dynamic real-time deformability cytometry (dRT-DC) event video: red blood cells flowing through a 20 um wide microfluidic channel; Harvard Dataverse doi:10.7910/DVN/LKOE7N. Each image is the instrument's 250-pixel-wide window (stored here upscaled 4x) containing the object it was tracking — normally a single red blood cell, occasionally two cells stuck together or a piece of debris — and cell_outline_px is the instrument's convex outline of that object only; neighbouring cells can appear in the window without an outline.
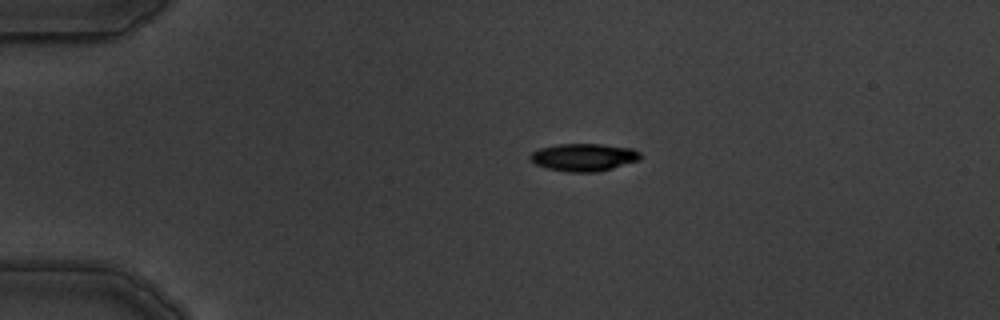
{"species": "common noctule bat (a hibernating species)", "species_latin": "Nyctalus noctula", "temperature_condition": "warm", "stored_images_in_passage": 3, "camera_frame_rate_fps": 3000, "um_per_image_px": 0.085, "animal": {"sex": "male", "body_mass_g": 19.5, "forearm_length_mm": 54.6}, "frame": {"image": 1, "passage_image": 1, "time_ms": 0.0, "image_size_px": [1000, 320], "cell_outline_px": [[640, 160], [612, 168], [596, 172], [568, 172], [548, 168], [536, 164], [528, 156], [532, 152], [540, 148], [556, 144], [600, 144], [632, 148], [640, 152]], "centroid_in_image_um": [49.62, 13.36], "position_along_channel_um": 35.4, "area_um2": 17.63}}
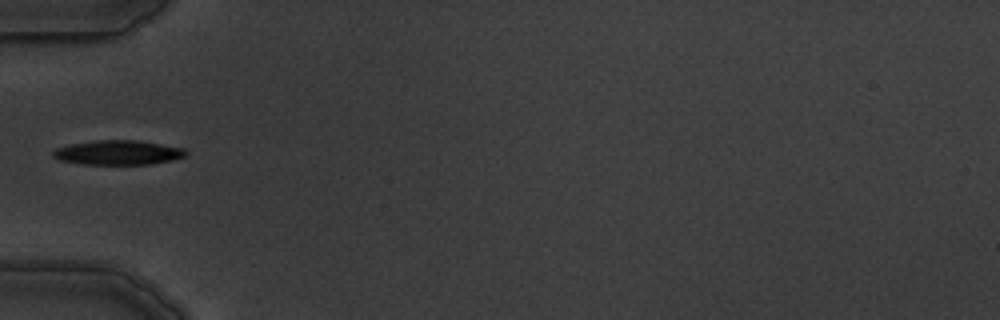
{"frame": {"image": 2, "passage_image": 3, "time_ms": 2.333, "image_size_px": [1000, 320], "cell_outline_px": [[188, 152], [184, 156], [168, 160], [148, 164], [84, 164], [60, 160], [52, 156], [52, 152], [56, 148], [72, 144], [96, 140], [136, 140], [184, 148]], "centroid_in_image_um": [10.0, 12.96], "position_along_channel_um": 75.0, "area_um2": 18.61}}